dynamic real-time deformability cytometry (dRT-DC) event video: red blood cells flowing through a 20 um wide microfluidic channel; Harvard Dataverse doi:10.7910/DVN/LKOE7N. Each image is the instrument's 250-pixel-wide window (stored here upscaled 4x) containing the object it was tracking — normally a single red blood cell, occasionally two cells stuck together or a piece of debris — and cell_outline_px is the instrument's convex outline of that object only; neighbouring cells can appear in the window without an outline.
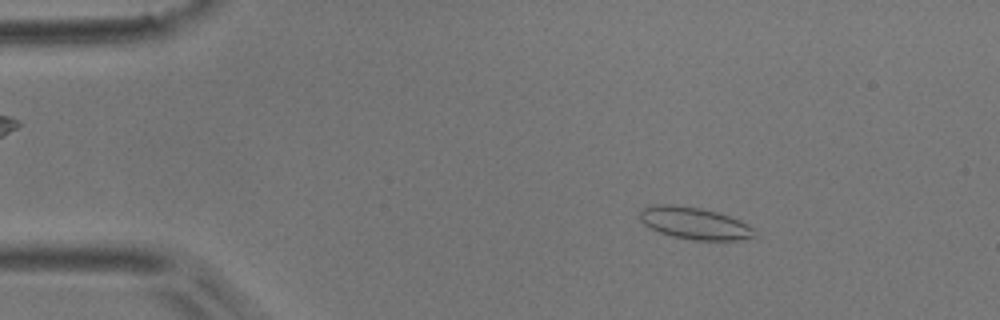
{"species": "common noctule bat (a hibernating species)", "species_latin": "Nyctalus noctula", "temperature_condition": "room temperature", "stored_images_in_passage": 3, "camera_frame_rate_fps": 3000, "um_per_image_px": 0.085, "animal": {"sex": "male", "body_mass_g": 17.9}, "frame": {"image": 1, "passage_image": 1, "time_ms": 0.0, "image_size_px": [1000, 320], "cell_outline_px": [[756, 236], [740, 240], [692, 240], [672, 236], [660, 232], [644, 224], [640, 220], [640, 212], [644, 208], [652, 204], [668, 204], [700, 208], [716, 212], [740, 220], [752, 228]], "centroid_in_image_um": [59.02, 18.98], "position_along_channel_um": 26.0, "area_um2": 21.15}}